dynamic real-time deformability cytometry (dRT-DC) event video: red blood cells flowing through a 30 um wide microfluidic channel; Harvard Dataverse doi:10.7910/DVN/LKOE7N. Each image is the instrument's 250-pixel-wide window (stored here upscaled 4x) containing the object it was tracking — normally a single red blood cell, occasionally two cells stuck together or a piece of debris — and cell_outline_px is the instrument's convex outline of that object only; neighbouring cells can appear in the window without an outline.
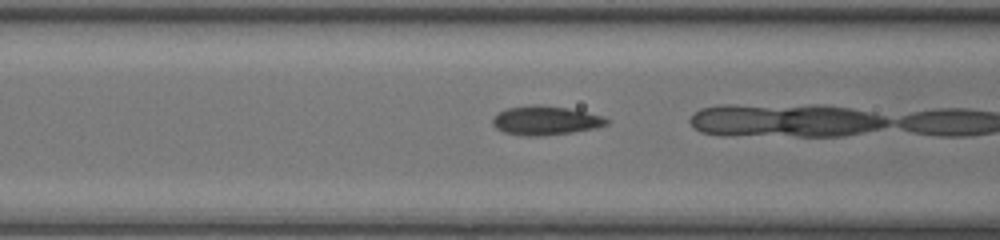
{"species": "common noctule bat (a hibernating species)", "species_latin": "Nyctalus noctula", "temperature_condition": "room temperature", "stored_images_in_passage": 18, "camera_frame_rate_fps": 3000, "um_per_image_px": 0.085, "animal": {"sex": "female", "body_mass_g": 20.0, "forearm_length_mm": 54.0}, "frame": {"image": 1, "passage_image": 17, "time_ms": 5.333, "image_size_px": [1000, 240], "cell_outline_px": [[612, 120], [608, 124], [596, 128], [572, 132], [540, 136], [520, 136], [504, 132], [496, 128], [492, 124], [492, 120], [496, 112], [508, 108], [532, 104], [536, 104], [568, 108], [604, 116]], "centroid_in_image_um": [46.37, 10.24], "position_along_channel_um": 120.2, "area_um2": 19.54}}